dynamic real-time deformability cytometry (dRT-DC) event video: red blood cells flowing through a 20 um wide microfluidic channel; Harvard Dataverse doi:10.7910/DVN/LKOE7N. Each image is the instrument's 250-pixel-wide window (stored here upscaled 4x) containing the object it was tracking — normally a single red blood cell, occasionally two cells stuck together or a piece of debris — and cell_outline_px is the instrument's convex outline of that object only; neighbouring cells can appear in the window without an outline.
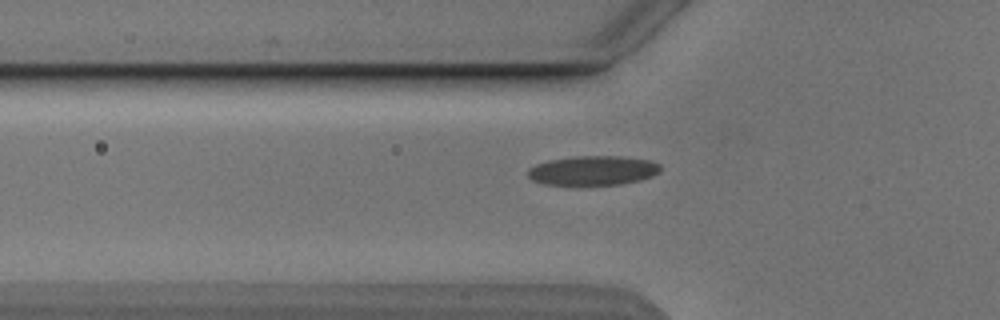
{"species": "Egyptian fruit bat (a non-hibernating species)", "species_latin": "Rousettus aegyptiacus", "temperature_condition": "cold", "stored_images_in_passage": 6, "segment_of_instrument_passage": [2, 2], "camera_frame_rate_fps": 3000, "um_per_image_px": 0.085, "animal": {"sex": "male"}, "frame": {"image": 1, "passage_image": 6, "time_ms": 6.333, "image_size_px": [1000, 320], "cell_outline_px": [[660, 172], [652, 176], [640, 180], [620, 184], [544, 184], [532, 180], [528, 176], [528, 168], [536, 164], [548, 160], [576, 156], [616, 156], [652, 160], [660, 164]], "centroid_in_image_um": [50.41, 14.48], "position_along_channel_um": 75.4, "area_um2": 22.6}}